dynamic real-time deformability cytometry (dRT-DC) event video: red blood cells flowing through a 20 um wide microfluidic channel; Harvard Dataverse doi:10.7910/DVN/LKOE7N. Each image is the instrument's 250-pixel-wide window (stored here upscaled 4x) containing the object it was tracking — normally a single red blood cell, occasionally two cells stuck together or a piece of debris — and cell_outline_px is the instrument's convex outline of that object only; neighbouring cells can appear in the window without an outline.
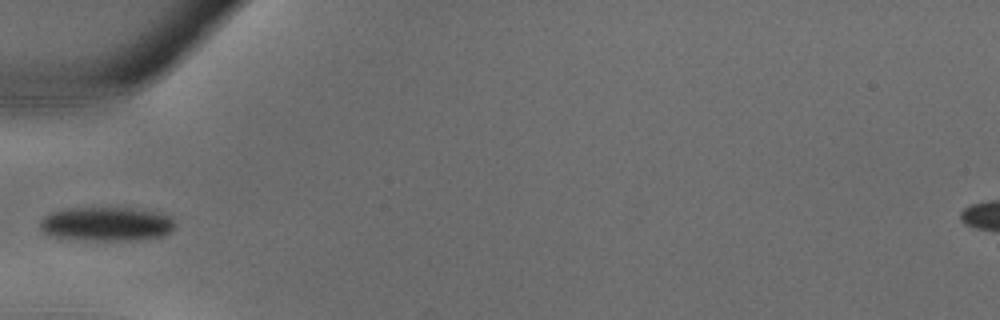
{"species": "common noctule bat (a hibernating species)", "species_latin": "Nyctalus noctula", "temperature_condition": "warm", "stored_images_in_passage": 24, "camera_frame_rate_fps": 3000, "um_per_image_px": 0.085, "animal": {"sex": "male", "body_mass_g": 18.8}, "frame": {"image": 1, "passage_image": 1, "time_ms": 0.0, "image_size_px": [1000, 320], "cell_outline_px": [[172, 228], [164, 236], [136, 240], [84, 240], [52, 236], [44, 232], [40, 228], [40, 220], [44, 216], [52, 212], [68, 208], [132, 208], [172, 216]], "centroid_in_image_um": [9.01, 19.04], "position_along_channel_um": 76.0, "area_um2": 26.53}}
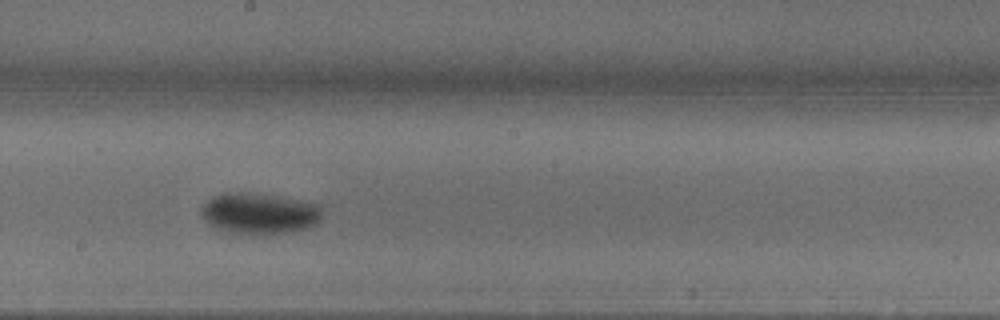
{"frame": {"image": 2, "passage_image": 9, "time_ms": 2.667, "image_size_px": [1000, 320], "cell_outline_px": [[320, 216], [312, 224], [304, 228], [292, 232], [248, 236], [228, 232], [212, 228], [200, 216], [200, 208], [208, 200], [216, 196], [228, 192], [240, 192], [272, 196], [316, 204], [320, 208]], "centroid_in_image_um": [21.9, 18.19], "position_along_channel_um": 226.3, "area_um2": 28.67}}
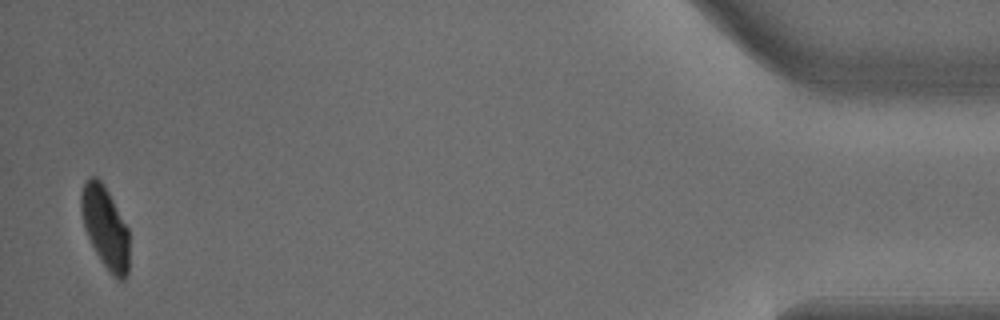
{"frame": {"image": 3, "passage_image": 24, "time_ms": 7.667, "image_size_px": [1000, 320], "cell_outline_px": [[128, 272], [124, 280], [116, 280], [112, 276], [100, 260], [88, 236], [80, 212], [80, 192], [88, 176], [96, 176], [100, 180], [108, 192], [128, 228]], "centroid_in_image_um": [8.93, 19.33], "position_along_channel_um": 426.3, "area_um2": 22.83}}